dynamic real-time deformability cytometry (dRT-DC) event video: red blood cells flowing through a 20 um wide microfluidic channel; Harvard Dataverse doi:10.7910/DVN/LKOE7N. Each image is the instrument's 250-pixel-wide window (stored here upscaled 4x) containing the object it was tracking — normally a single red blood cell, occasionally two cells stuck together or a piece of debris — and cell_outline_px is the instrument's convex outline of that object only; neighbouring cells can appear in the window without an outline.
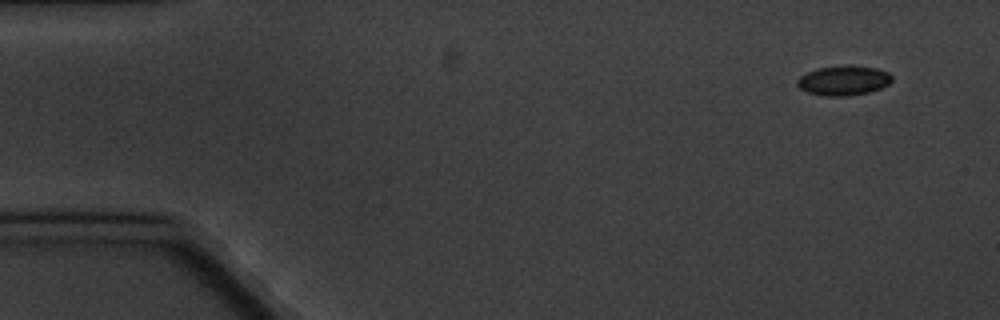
{"species": "common noctule bat (a hibernating species)", "species_latin": "Nyctalus noctula", "temperature_condition": "cold", "stored_images_in_passage": 6, "camera_frame_rate_fps": 3000, "um_per_image_px": 0.085, "animal": {"sex": "male", "body_mass_g": 20.1, "forearm_length_mm": 53.5}, "frame": {"image": 1, "passage_image": 1, "time_ms": 0.0, "image_size_px": [1000, 320], "cell_outline_px": [[892, 80], [888, 84], [880, 88], [868, 92], [848, 96], [824, 96], [808, 92], [800, 88], [796, 84], [796, 80], [800, 76], [816, 68], [848, 64], [876, 68], [888, 72], [892, 76]], "centroid_in_image_um": [71.69, 6.83], "position_along_channel_um": 13.3, "area_um2": 16.53}}
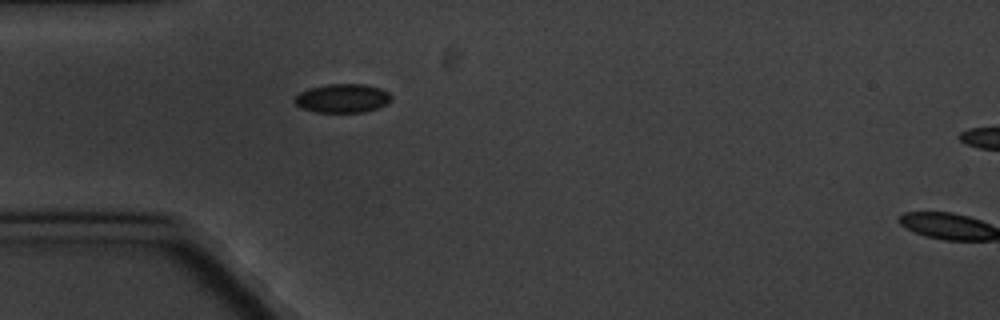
{"frame": {"image": 2, "passage_image": 5, "time_ms": 4.333, "image_size_px": [1000, 320], "cell_outline_px": [[392, 100], [388, 104], [364, 112], [316, 112], [300, 108], [292, 100], [300, 92], [308, 88], [328, 84], [364, 84], [380, 88], [388, 92], [392, 96]], "centroid_in_image_um": [29.11, 8.35], "position_along_channel_um": 55.9, "area_um2": 16.36}}